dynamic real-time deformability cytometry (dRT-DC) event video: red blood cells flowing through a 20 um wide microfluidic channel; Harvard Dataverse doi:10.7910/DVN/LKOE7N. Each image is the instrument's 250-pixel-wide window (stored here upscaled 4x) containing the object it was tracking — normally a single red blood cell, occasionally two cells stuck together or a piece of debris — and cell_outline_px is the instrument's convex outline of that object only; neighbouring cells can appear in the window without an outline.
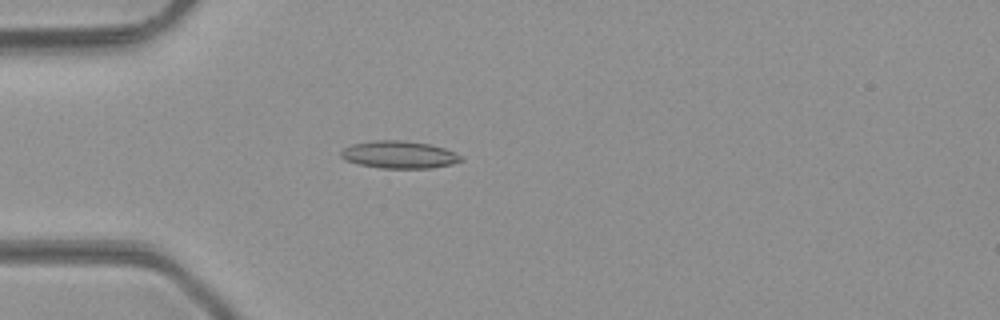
{"species": "common noctule bat (a hibernating species)", "species_latin": "Nyctalus noctula", "temperature_condition": "room temperature", "stored_images_in_passage": 37, "camera_frame_rate_fps": 3000, "um_per_image_px": 0.085, "animal": {"sex": "male", "body_mass_g": 23.1, "forearm_length_mm": 52.7}, "frame": {"image": 1, "passage_image": 3, "time_ms": 0.667, "image_size_px": [1000, 320], "cell_outline_px": [[464, 160], [452, 164], [432, 168], [380, 168], [360, 164], [344, 160], [340, 156], [340, 152], [344, 148], [352, 144], [372, 140], [404, 140], [432, 144], [456, 152], [464, 156]], "centroid_in_image_um": [33.97, 13.14], "position_along_channel_um": 51.0, "area_um2": 19.48}}
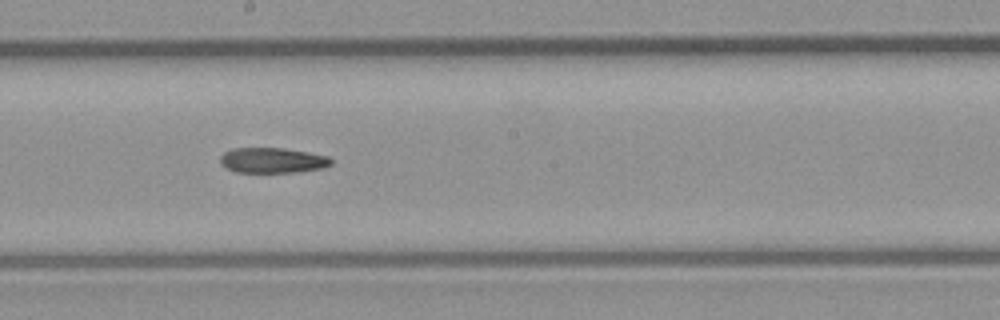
{"frame": {"image": 2, "passage_image": 16, "time_ms": 5.0, "image_size_px": [1000, 320], "cell_outline_px": [[332, 164], [324, 168], [300, 172], [236, 172], [224, 168], [220, 164], [220, 156], [224, 152], [232, 148], [284, 148], [308, 152], [328, 156], [332, 160]], "centroid_in_image_um": [23.15, 13.63], "position_along_channel_um": 225.1, "area_um2": 16.59}}
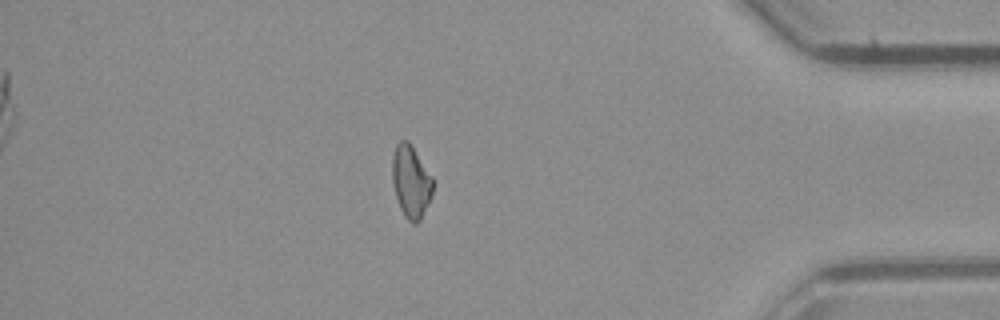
{"frame": {"image": 3, "passage_image": 31, "time_ms": 10.0, "image_size_px": [1000, 320], "cell_outline_px": [[432, 196], [420, 220], [416, 224], [412, 224], [404, 216], [400, 208], [396, 196], [392, 180], [392, 156], [396, 144], [400, 140], [408, 140], [432, 176]], "centroid_in_image_um": [34.92, 15.44], "position_along_channel_um": 400.3, "area_um2": 17.11}}